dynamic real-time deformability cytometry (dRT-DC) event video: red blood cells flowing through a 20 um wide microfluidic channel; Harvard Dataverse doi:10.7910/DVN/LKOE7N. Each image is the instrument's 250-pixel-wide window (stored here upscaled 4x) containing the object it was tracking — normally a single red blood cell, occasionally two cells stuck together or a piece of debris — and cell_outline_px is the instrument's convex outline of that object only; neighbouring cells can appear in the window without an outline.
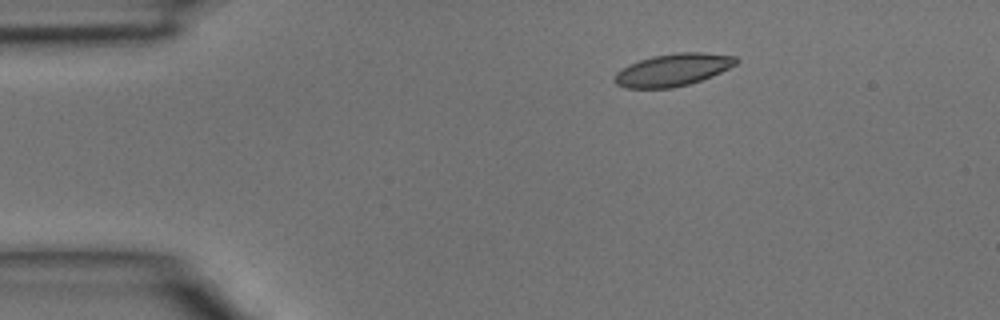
{"species": "common noctule bat (a hibernating species)", "species_latin": "Nyctalus noctula", "temperature_condition": "room temperature", "stored_images_in_passage": 2, "camera_frame_rate_fps": 3000, "um_per_image_px": 0.085, "animal": {"sex": "male", "body_mass_g": 15.6}, "frame": {"image": 1, "passage_image": 1, "time_ms": 0.0, "image_size_px": [1000, 320], "cell_outline_px": [[740, 60], [736, 64], [712, 76], [688, 84], [672, 88], [624, 88], [616, 84], [612, 80], [616, 72], [628, 64], [652, 56], [676, 52], [700, 52], [736, 56]], "centroid_in_image_um": [57.17, 5.93], "position_along_channel_um": 27.8, "area_um2": 23.0}}